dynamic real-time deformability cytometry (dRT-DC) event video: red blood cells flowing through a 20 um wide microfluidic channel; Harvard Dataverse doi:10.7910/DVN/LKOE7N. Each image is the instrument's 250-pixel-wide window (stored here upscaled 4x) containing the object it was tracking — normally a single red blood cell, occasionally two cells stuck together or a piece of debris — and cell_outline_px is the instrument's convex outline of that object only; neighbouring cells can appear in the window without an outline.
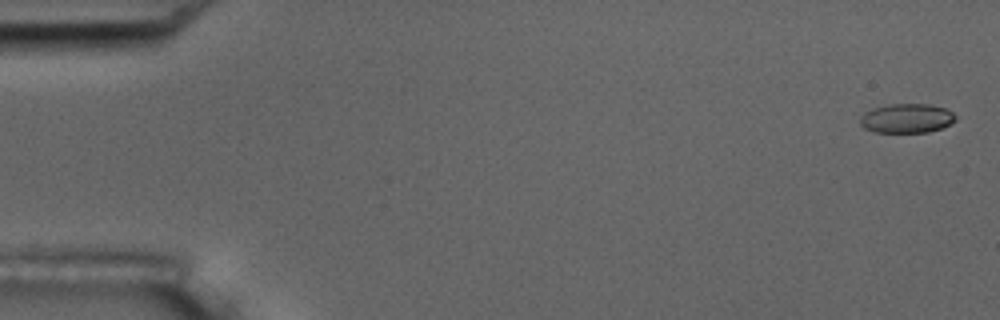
{"species": "common noctule bat (a hibernating species)", "species_latin": "Nyctalus noctula", "temperature_condition": "room temperature", "stored_images_in_passage": 6, "camera_frame_rate_fps": 3000, "um_per_image_px": 0.085, "animal": {"sex": "male", "body_mass_g": 17.5, "forearm_length_mm": 52.3}, "frame": {"image": 1, "passage_image": 1, "time_ms": 0.0, "image_size_px": [1000, 320], "cell_outline_px": [[956, 120], [940, 128], [928, 132], [872, 132], [864, 128], [860, 124], [860, 116], [864, 112], [872, 108], [888, 104], [928, 104], [944, 108], [952, 112], [956, 116]], "centroid_in_image_um": [77.02, 10.05], "position_along_channel_um": 8.0, "area_um2": 16.3}}